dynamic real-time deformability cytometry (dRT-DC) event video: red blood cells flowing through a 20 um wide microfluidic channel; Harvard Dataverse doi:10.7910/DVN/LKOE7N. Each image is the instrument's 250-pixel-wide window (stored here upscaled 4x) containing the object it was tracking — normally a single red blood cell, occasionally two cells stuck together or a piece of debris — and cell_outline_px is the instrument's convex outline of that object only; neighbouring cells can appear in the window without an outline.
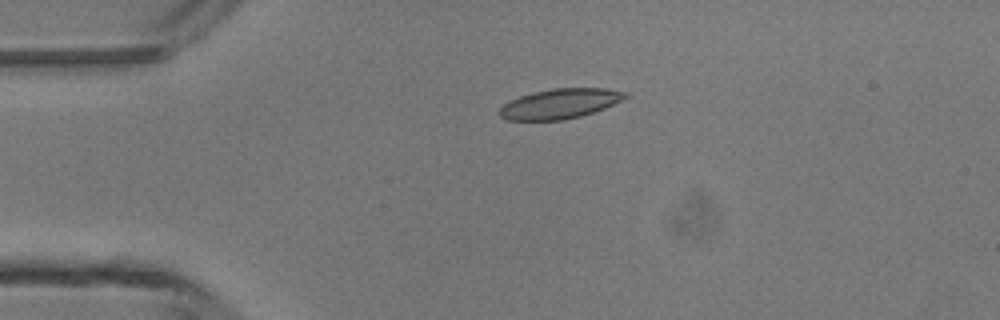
{"species": "common noctule bat (a hibernating species)", "species_latin": "Nyctalus noctula", "temperature_condition": "room temperature", "stored_images_in_passage": 3, "camera_frame_rate_fps": 3000, "um_per_image_px": 0.085, "animal": {"sex": "male", "body_mass_g": 13.3}, "frame": {"image": 1, "passage_image": 2, "time_ms": 1.0, "image_size_px": [1000, 320], "cell_outline_px": [[628, 96], [604, 108], [580, 116], [564, 120], [508, 120], [500, 116], [496, 112], [504, 104], [520, 96], [532, 92], [552, 88], [604, 88], [628, 92]], "centroid_in_image_um": [47.56, 8.81], "position_along_channel_um": 37.4, "area_um2": 21.79}}